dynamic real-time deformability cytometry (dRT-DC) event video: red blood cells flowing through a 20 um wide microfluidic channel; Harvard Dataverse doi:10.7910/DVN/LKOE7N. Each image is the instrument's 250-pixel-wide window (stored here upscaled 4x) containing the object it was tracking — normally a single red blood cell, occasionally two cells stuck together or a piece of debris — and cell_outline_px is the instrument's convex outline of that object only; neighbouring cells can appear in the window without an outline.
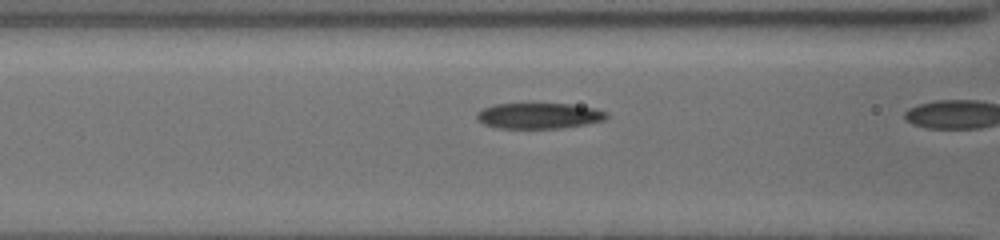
{"species": "common noctule bat (a hibernating species)", "species_latin": "Nyctalus noctula", "temperature_condition": "cold", "stored_images_in_passage": 25, "camera_frame_rate_fps": 3000, "um_per_image_px": 0.085, "animal": {"sex": "female", "body_mass_g": 19.5, "forearm_length_mm": 54.1}, "frame": {"image": 1, "passage_image": 24, "time_ms": 6.333, "image_size_px": [1000, 240], "cell_outline_px": [[608, 116], [604, 120], [588, 124], [560, 128], [496, 128], [484, 124], [476, 120], [476, 112], [484, 108], [496, 104], [572, 104], [596, 108], [608, 112]], "centroid_in_image_um": [45.82, 9.84], "position_along_channel_um": 120.8, "area_um2": 19.59}}